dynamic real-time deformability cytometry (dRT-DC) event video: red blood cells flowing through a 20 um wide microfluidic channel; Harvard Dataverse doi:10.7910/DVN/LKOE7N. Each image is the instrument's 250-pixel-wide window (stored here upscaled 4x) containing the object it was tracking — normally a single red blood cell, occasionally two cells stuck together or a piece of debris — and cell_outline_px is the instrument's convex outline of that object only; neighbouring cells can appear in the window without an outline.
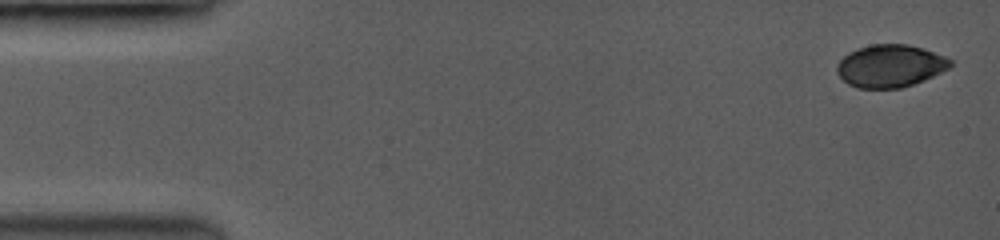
{"species": "common noctule bat (a hibernating species)", "species_latin": "Nyctalus noctula", "temperature_condition": "room temperature", "stored_images_in_passage": 15, "camera_frame_rate_fps": 3500, "um_per_image_px": 0.085, "animal": {"sex": "female", "body_mass_g": 19.0, "forearm_length_mm": 53.3}, "frame": {"image": 1, "passage_image": 1, "time_ms": 0.0, "image_size_px": [1000, 240], "cell_outline_px": [[952, 64], [948, 68], [924, 80], [900, 88], [856, 88], [848, 84], [840, 76], [836, 68], [840, 60], [844, 56], [860, 48], [872, 44], [904, 44], [920, 48], [944, 56], [952, 60]], "centroid_in_image_um": [75.66, 5.61], "position_along_channel_um": 9.3, "area_um2": 27.57}}
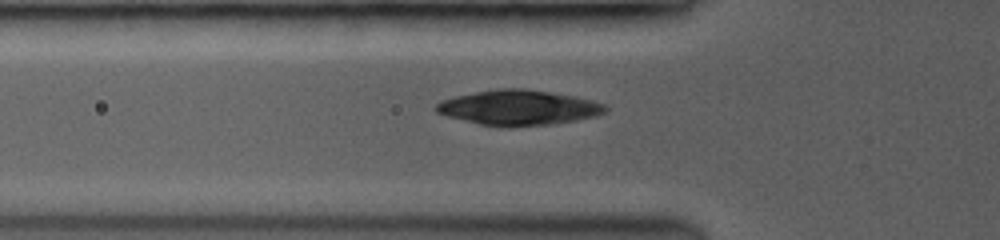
{"frame": {"image": 2, "passage_image": 7, "time_ms": 5.143, "image_size_px": [1000, 240], "cell_outline_px": [[608, 108], [604, 112], [592, 116], [576, 120], [548, 124], [508, 128], [504, 128], [480, 124], [448, 116], [436, 112], [436, 104], [444, 100], [456, 96], [476, 92], [500, 88], [524, 88], [572, 96], [604, 104]], "centroid_in_image_um": [44.04, 9.16], "position_along_channel_um": 81.8, "area_um2": 34.04}}
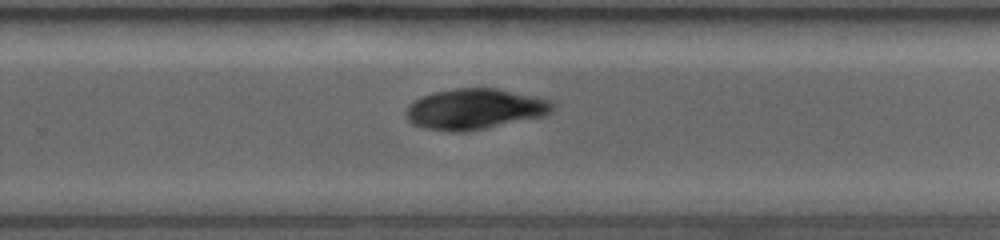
{"frame": {"image": 3, "passage_image": 15, "time_ms": 10.286, "image_size_px": [1000, 240], "cell_outline_px": [[552, 108], [548, 112], [540, 116], [484, 128], [464, 132], [448, 132], [424, 128], [412, 124], [408, 120], [408, 108], [416, 100], [424, 96], [436, 92], [460, 88], [492, 88], [544, 100], [552, 104]], "centroid_in_image_um": [40.24, 9.29], "position_along_channel_um": 289.6, "area_um2": 33.18}}